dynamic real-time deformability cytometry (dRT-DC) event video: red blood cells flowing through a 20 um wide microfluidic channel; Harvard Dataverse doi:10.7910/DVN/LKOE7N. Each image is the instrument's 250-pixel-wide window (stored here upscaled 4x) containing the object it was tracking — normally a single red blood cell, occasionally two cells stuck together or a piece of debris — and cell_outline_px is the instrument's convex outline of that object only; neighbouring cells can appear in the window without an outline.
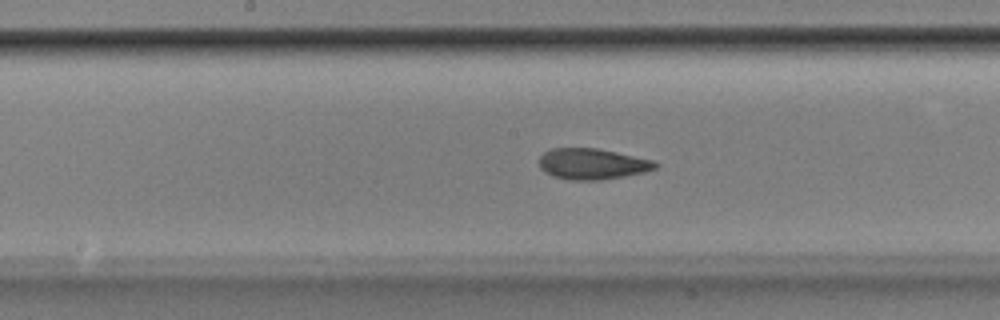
{"species": "Egyptian fruit bat (a non-hibernating species)", "species_latin": "Rousettus aegyptiacus", "temperature_condition": "room temperature", "stored_images_in_passage": 52, "camera_frame_rate_fps": 3000, "um_per_image_px": 0.085, "animal": {"sex": "male"}, "frame": {"image": 1, "passage_image": 27, "time_ms": 8.667, "image_size_px": [1000, 320], "cell_outline_px": [[660, 164], [656, 168], [644, 172], [624, 176], [600, 180], [568, 180], [552, 176], [544, 172], [540, 168], [540, 156], [544, 152], [552, 148], [596, 148], [656, 160]], "centroid_in_image_um": [50.36, 13.93], "position_along_channel_um": 197.8, "area_um2": 21.1}}
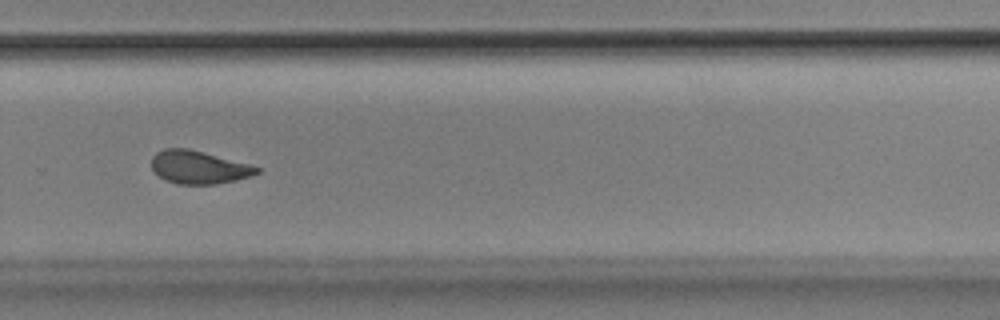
{"frame": {"image": 2, "passage_image": 36, "time_ms": 11.667, "image_size_px": [1000, 320], "cell_outline_px": [[260, 172], [236, 180], [216, 184], [176, 184], [164, 180], [152, 172], [152, 156], [156, 152], [164, 148], [188, 148], [248, 164], [260, 168]], "centroid_in_image_um": [16.82, 14.22], "position_along_channel_um": 313.0, "area_um2": 20.23}}
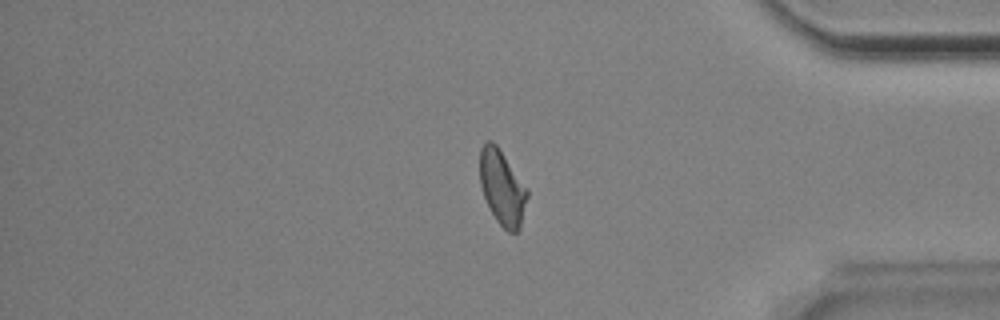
{"frame": {"image": 3, "passage_image": 44, "time_ms": 14.333, "image_size_px": [1000, 320], "cell_outline_px": [[528, 196], [520, 228], [516, 232], [508, 232], [496, 220], [484, 196], [480, 184], [480, 148], [488, 140], [492, 140], [496, 144], [528, 188]], "centroid_in_image_um": [42.7, 15.93], "position_along_channel_um": 392.5, "area_um2": 20.58}, "authors_computed_cell_mechanics": {"area_um2": 20.9525, "velocity_mm_per_s": 3.851, "shape_relaxation_time_tau1_ms": null, "shape_relaxation_time_tau2_ms": 2.5895, "deformation_change_tau1": null, "deformation_change_tau2": 0.0792}}